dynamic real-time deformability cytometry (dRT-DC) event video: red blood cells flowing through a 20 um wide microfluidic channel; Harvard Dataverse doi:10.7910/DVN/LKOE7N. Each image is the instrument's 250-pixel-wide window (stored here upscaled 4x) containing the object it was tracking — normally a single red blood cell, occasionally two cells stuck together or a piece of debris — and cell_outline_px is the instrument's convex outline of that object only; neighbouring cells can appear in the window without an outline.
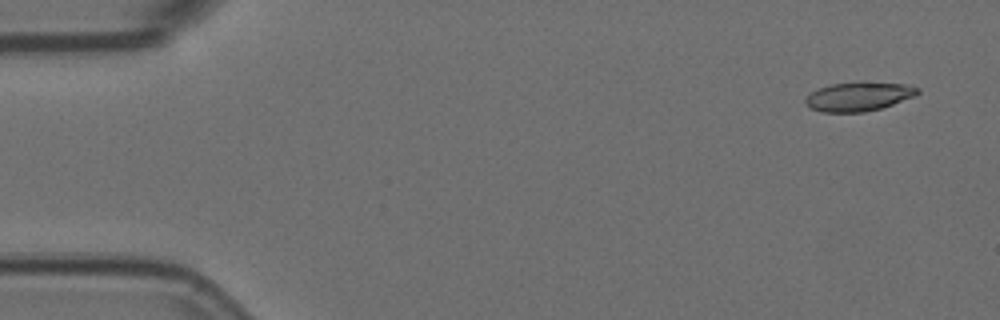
{"species": "Egyptian fruit bat (a non-hibernating species)", "species_latin": "Rousettus aegyptiacus", "temperature_condition": "room temperature", "stored_images_in_passage": 6, "camera_frame_rate_fps": 3000, "um_per_image_px": 0.085, "animal": {"sex": "female"}, "frame": {"image": 1, "passage_image": 1, "time_ms": 0.0, "image_size_px": [1000, 320], "cell_outline_px": [[920, 92], [916, 96], [880, 108], [864, 112], [824, 112], [808, 108], [804, 104], [804, 100], [812, 92], [820, 88], [832, 84], [860, 80], [864, 80], [908, 84], [920, 88]], "centroid_in_image_um": [73.02, 8.17], "position_along_channel_um": 12.0, "area_um2": 19.48}}
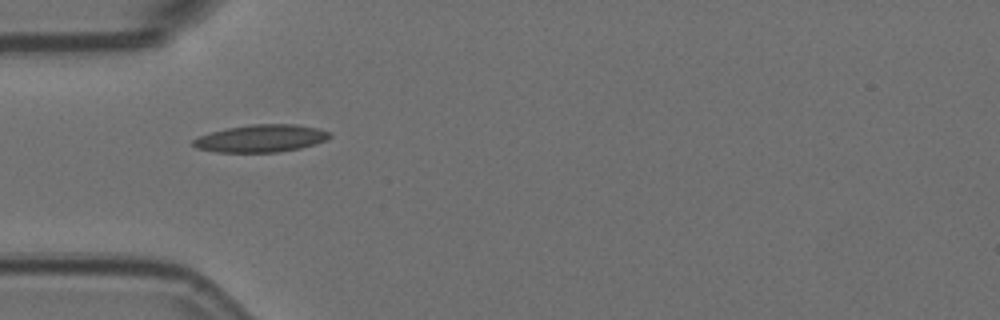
{"frame": {"image": 2, "passage_image": 5, "time_ms": 1.333, "image_size_px": [1000, 320], "cell_outline_px": [[332, 136], [328, 140], [300, 148], [276, 152], [216, 152], [196, 148], [192, 144], [192, 140], [200, 136], [212, 132], [228, 128], [252, 124], [296, 124], [320, 128], [332, 132]], "centroid_in_image_um": [22.24, 11.76], "position_along_channel_um": 62.8, "area_um2": 21.91}}
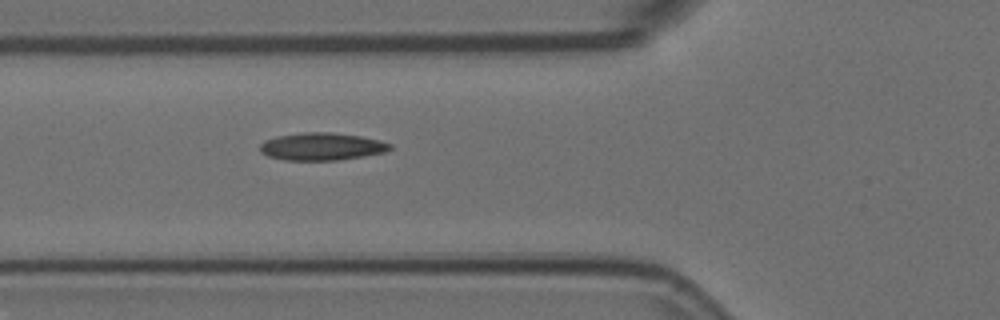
{"frame": {"image": 3, "passage_image": 6, "time_ms": 1.667, "image_size_px": [1000, 320], "cell_outline_px": [[392, 148], [384, 152], [364, 156], [336, 160], [284, 160], [268, 156], [260, 152], [260, 144], [264, 140], [276, 136], [304, 132], [332, 132], [360, 136], [380, 140], [392, 144]], "centroid_in_image_um": [27.33, 12.45], "position_along_channel_um": 98.5, "area_um2": 20.92}}